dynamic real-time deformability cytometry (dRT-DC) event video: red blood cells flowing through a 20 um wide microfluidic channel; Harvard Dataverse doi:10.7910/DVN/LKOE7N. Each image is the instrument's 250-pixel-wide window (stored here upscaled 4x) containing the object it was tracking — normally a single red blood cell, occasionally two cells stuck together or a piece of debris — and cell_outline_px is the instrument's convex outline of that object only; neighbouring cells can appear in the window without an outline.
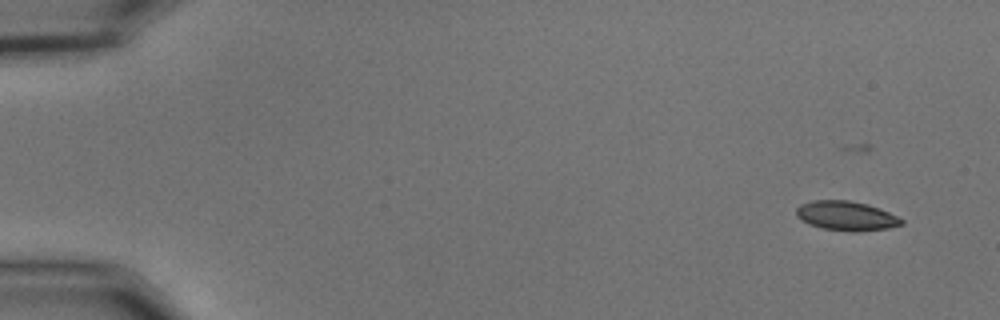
{"species": "common noctule bat (a hibernating species)", "species_latin": "Nyctalus noctula", "temperature_condition": "cold", "stored_images_in_passage": 37, "camera_frame_rate_fps": 3000, "um_per_image_px": 0.085, "animal": {"sex": "male", "body_mass_g": 15.6}, "frame": {"image": 1, "passage_image": 5, "time_ms": 1.333, "image_size_px": [1000, 320], "cell_outline_px": [[904, 224], [888, 228], [860, 232], [852, 232], [824, 228], [808, 224], [800, 220], [796, 216], [796, 208], [800, 204], [812, 200], [848, 200], [868, 204], [880, 208], [904, 220]], "centroid_in_image_um": [71.92, 18.35], "position_along_channel_um": 13.1, "area_um2": 18.21}}
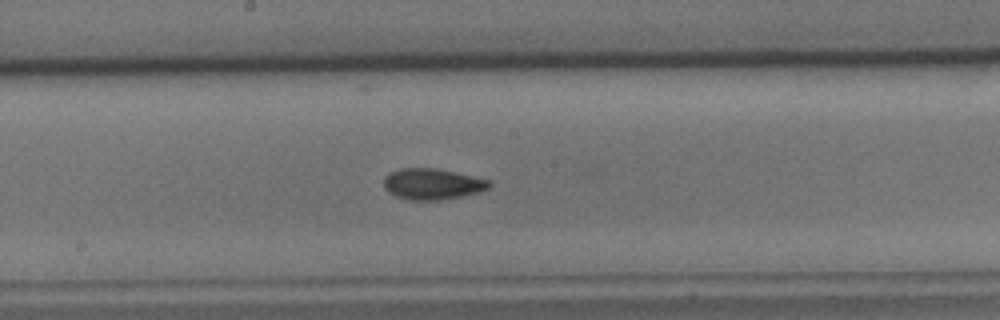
{"frame": {"image": 2, "passage_image": 32, "time_ms": 10.333, "image_size_px": [1000, 320], "cell_outline_px": [[492, 184], [488, 188], [480, 192], [440, 200], [408, 200], [396, 196], [388, 192], [384, 188], [384, 176], [388, 172], [400, 168], [436, 168], [492, 180]], "centroid_in_image_um": [36.74, 15.63], "position_along_channel_um": 211.5, "area_um2": 19.25}}
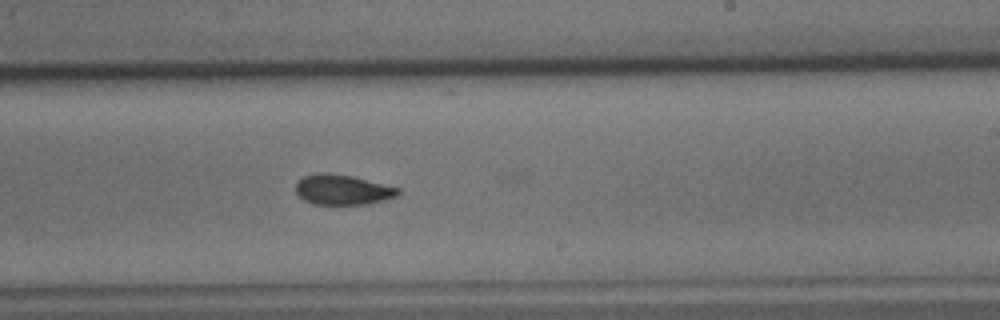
{"frame": {"image": 3, "passage_image": 36, "time_ms": 11.667, "image_size_px": [1000, 320], "cell_outline_px": [[400, 192], [396, 196], [384, 200], [368, 204], [312, 204], [304, 200], [296, 192], [296, 184], [304, 176], [320, 172], [328, 172], [352, 176], [400, 188]], "centroid_in_image_um": [29.12, 16.12], "position_along_channel_um": 259.9, "area_um2": 17.92}}